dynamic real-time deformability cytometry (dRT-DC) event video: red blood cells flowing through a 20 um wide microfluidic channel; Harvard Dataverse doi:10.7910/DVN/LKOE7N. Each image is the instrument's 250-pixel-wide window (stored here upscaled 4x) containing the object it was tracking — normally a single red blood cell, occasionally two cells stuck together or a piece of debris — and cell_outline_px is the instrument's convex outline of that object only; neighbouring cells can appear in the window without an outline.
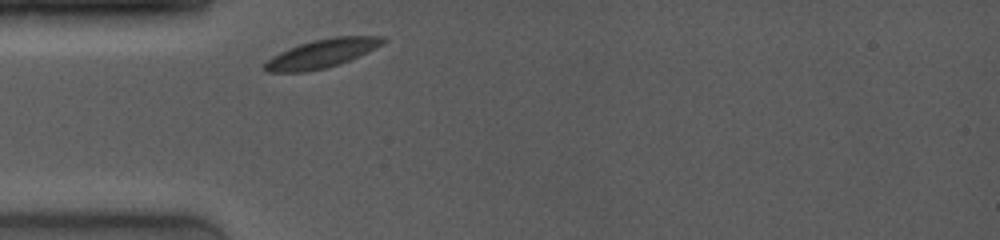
{"species": "common noctule bat (a hibernating species)", "species_latin": "Nyctalus noctula", "temperature_condition": "room temperature", "stored_images_in_passage": 5, "camera_frame_rate_fps": 4000, "um_per_image_px": 0.085, "animal": {"sex": "female", "body_mass_g": 19.0, "forearm_length_mm": 53.3}, "frame": {"image": 1, "passage_image": 1, "time_ms": 0.0, "image_size_px": [1000, 240], "cell_outline_px": [[388, 40], [340, 64], [324, 68], [304, 72], [268, 72], [260, 68], [272, 56], [288, 48], [312, 40], [332, 36], [384, 36]], "centroid_in_image_um": [27.28, 4.54], "position_along_channel_um": 57.7, "area_um2": 19.42}}